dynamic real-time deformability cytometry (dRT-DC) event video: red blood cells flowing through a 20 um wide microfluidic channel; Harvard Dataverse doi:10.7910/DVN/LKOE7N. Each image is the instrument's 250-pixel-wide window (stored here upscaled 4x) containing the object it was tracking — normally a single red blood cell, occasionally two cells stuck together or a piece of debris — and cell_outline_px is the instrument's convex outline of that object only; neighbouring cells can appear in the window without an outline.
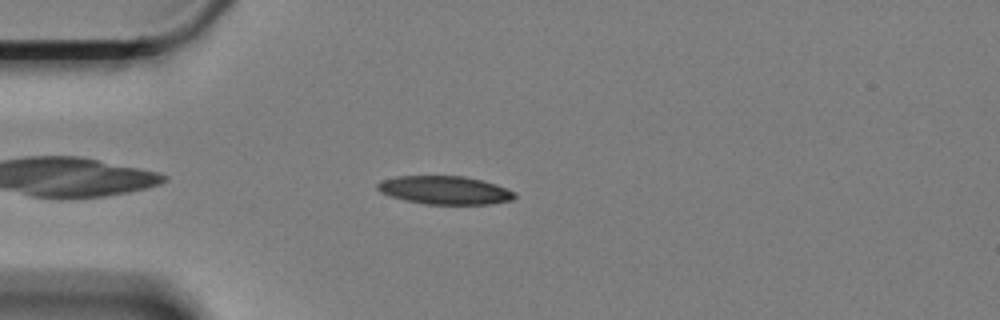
{"species": "Egyptian fruit bat (a non-hibernating species)", "species_latin": "Rousettus aegyptiacus", "temperature_condition": "cold", "stored_images_in_passage": 45, "camera_frame_rate_fps": 3000, "um_per_image_px": 0.085, "animal": {"sex": "female"}, "frame": {"image": 1, "passage_image": 1, "time_ms": 0.0, "image_size_px": [1000, 320], "cell_outline_px": [[516, 196], [512, 200], [492, 204], [428, 204], [404, 200], [380, 192], [376, 188], [376, 184], [380, 180], [396, 176], [464, 176], [496, 184], [516, 192]], "centroid_in_image_um": [37.8, 16.16], "position_along_channel_um": 47.2, "area_um2": 22.66}}
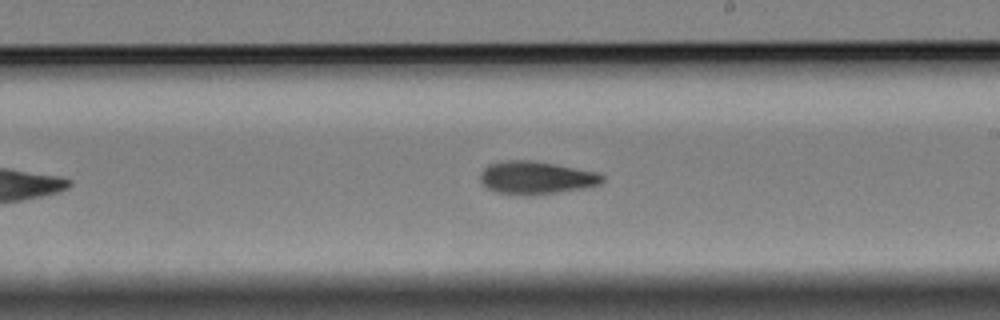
{"frame": {"image": 2, "passage_image": 20, "time_ms": 6.333, "image_size_px": [1000, 320], "cell_outline_px": [[604, 180], [600, 184], [584, 188], [556, 192], [496, 192], [488, 188], [480, 180], [480, 172], [488, 164], [508, 160], [528, 160], [552, 164], [596, 172], [604, 176]], "centroid_in_image_um": [45.57, 15.06], "position_along_channel_um": 243.4, "area_um2": 22.25}}
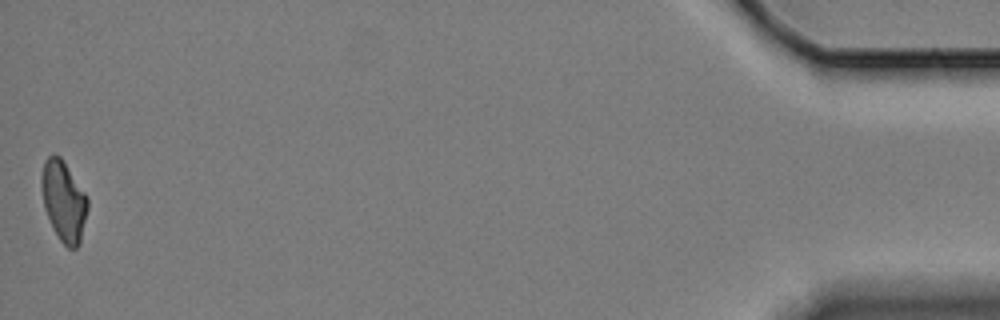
{"frame": {"image": 3, "passage_image": 45, "time_ms": 14.667, "image_size_px": [1000, 320], "cell_outline_px": [[88, 208], [80, 244], [76, 248], [68, 248], [60, 240], [52, 228], [44, 208], [40, 188], [40, 180], [44, 160], [52, 152], [56, 152], [60, 156], [88, 196]], "centroid_in_image_um": [5.4, 17.06], "position_along_channel_um": 429.8, "area_um2": 22.08}, "authors_computed_cell_mechanics": {"area_um2": 22.7732, "velocity_mm_per_s": 3.3289, "shape_relaxation_time_tau1_ms": 11.0868, "shape_relaxation_time_tau2_ms": 9.3391, "deformation_change_tau1": 0.2194, "deformation_change_tau2": 0.1589}}